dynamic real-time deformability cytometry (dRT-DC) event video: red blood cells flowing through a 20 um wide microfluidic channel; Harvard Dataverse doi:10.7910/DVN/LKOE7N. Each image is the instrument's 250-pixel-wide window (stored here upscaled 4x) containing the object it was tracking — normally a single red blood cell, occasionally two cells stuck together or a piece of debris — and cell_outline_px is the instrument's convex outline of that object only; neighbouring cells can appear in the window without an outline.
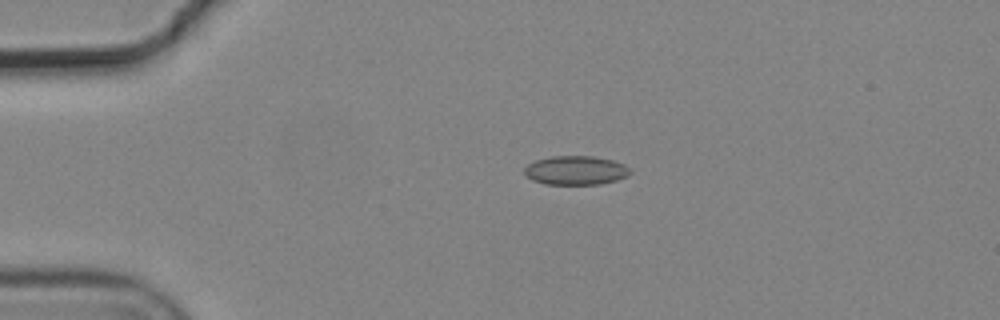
{"species": "common noctule bat (a hibernating species)", "species_latin": "Nyctalus noctula", "temperature_condition": "cold", "stored_images_in_passage": 2, "camera_frame_rate_fps": 3000, "um_per_image_px": 0.085, "animal": {"sex": "male", "body_mass_g": 19.2, "forearm_length_mm": 51.8}, "frame": {"image": 1, "passage_image": 1, "time_ms": 0.0, "image_size_px": [1000, 320], "cell_outline_px": [[632, 172], [628, 176], [616, 180], [600, 184], [544, 184], [532, 180], [524, 172], [524, 168], [528, 164], [536, 160], [552, 156], [592, 156], [612, 160], [624, 164], [632, 168]], "centroid_in_image_um": [48.97, 14.48], "position_along_channel_um": 36.0, "area_um2": 17.92}}